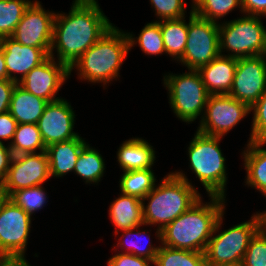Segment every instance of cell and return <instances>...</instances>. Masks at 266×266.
Wrapping results in <instances>:
<instances>
[{"instance_id": "6da1fadb", "label": "cell", "mask_w": 266, "mask_h": 266, "mask_svg": "<svg viewBox=\"0 0 266 266\" xmlns=\"http://www.w3.org/2000/svg\"><path fill=\"white\" fill-rule=\"evenodd\" d=\"M70 8L68 14H55L50 50V56L69 69L114 25L100 8L98 0H73Z\"/></svg>"}, {"instance_id": "7a4b0ae2", "label": "cell", "mask_w": 266, "mask_h": 266, "mask_svg": "<svg viewBox=\"0 0 266 266\" xmlns=\"http://www.w3.org/2000/svg\"><path fill=\"white\" fill-rule=\"evenodd\" d=\"M208 197L210 202L203 203L201 197L161 230V245L204 253L216 222L226 209V198Z\"/></svg>"}, {"instance_id": "3957f363", "label": "cell", "mask_w": 266, "mask_h": 266, "mask_svg": "<svg viewBox=\"0 0 266 266\" xmlns=\"http://www.w3.org/2000/svg\"><path fill=\"white\" fill-rule=\"evenodd\" d=\"M160 184L142 199L143 223L157 226L156 238L161 240V230L186 212L202 196L183 171L170 172ZM148 203L145 205V202Z\"/></svg>"}, {"instance_id": "277c9868", "label": "cell", "mask_w": 266, "mask_h": 266, "mask_svg": "<svg viewBox=\"0 0 266 266\" xmlns=\"http://www.w3.org/2000/svg\"><path fill=\"white\" fill-rule=\"evenodd\" d=\"M130 51L128 35L113 25L70 68L78 71L80 80L90 83H107L120 77V69Z\"/></svg>"}, {"instance_id": "5b68a950", "label": "cell", "mask_w": 266, "mask_h": 266, "mask_svg": "<svg viewBox=\"0 0 266 266\" xmlns=\"http://www.w3.org/2000/svg\"><path fill=\"white\" fill-rule=\"evenodd\" d=\"M221 138L196 131L188 146L189 167L208 196L226 198V158L219 146Z\"/></svg>"}, {"instance_id": "8992f818", "label": "cell", "mask_w": 266, "mask_h": 266, "mask_svg": "<svg viewBox=\"0 0 266 266\" xmlns=\"http://www.w3.org/2000/svg\"><path fill=\"white\" fill-rule=\"evenodd\" d=\"M224 214L225 211L218 218L207 243L204 251L205 259L207 264L241 265L251 239L261 229L259 219L254 213L250 220L221 232L219 230L222 227Z\"/></svg>"}, {"instance_id": "52a82bcc", "label": "cell", "mask_w": 266, "mask_h": 266, "mask_svg": "<svg viewBox=\"0 0 266 266\" xmlns=\"http://www.w3.org/2000/svg\"><path fill=\"white\" fill-rule=\"evenodd\" d=\"M182 74L169 73L163 76L164 87L169 91L168 100L175 116L191 124L202 119L209 93L198 70L189 69Z\"/></svg>"}, {"instance_id": "ba28073f", "label": "cell", "mask_w": 266, "mask_h": 266, "mask_svg": "<svg viewBox=\"0 0 266 266\" xmlns=\"http://www.w3.org/2000/svg\"><path fill=\"white\" fill-rule=\"evenodd\" d=\"M242 16L219 23L220 55L237 59L262 55L266 34L262 17L247 14ZM225 51H229V54H222Z\"/></svg>"}, {"instance_id": "9c48e42d", "label": "cell", "mask_w": 266, "mask_h": 266, "mask_svg": "<svg viewBox=\"0 0 266 266\" xmlns=\"http://www.w3.org/2000/svg\"><path fill=\"white\" fill-rule=\"evenodd\" d=\"M189 13L185 51L178 61L188 70H198L220 55L219 22L197 16L192 7Z\"/></svg>"}, {"instance_id": "30bf717a", "label": "cell", "mask_w": 266, "mask_h": 266, "mask_svg": "<svg viewBox=\"0 0 266 266\" xmlns=\"http://www.w3.org/2000/svg\"><path fill=\"white\" fill-rule=\"evenodd\" d=\"M32 216L6 197L0 207V258H25Z\"/></svg>"}, {"instance_id": "8fae6325", "label": "cell", "mask_w": 266, "mask_h": 266, "mask_svg": "<svg viewBox=\"0 0 266 266\" xmlns=\"http://www.w3.org/2000/svg\"><path fill=\"white\" fill-rule=\"evenodd\" d=\"M250 107L228 94L209 95L197 131L223 137L250 114Z\"/></svg>"}, {"instance_id": "7c38bea8", "label": "cell", "mask_w": 266, "mask_h": 266, "mask_svg": "<svg viewBox=\"0 0 266 266\" xmlns=\"http://www.w3.org/2000/svg\"><path fill=\"white\" fill-rule=\"evenodd\" d=\"M49 159L46 151L13 156L5 181L0 190L9 197L13 192L38 185L50 179Z\"/></svg>"}, {"instance_id": "4fadbf2b", "label": "cell", "mask_w": 266, "mask_h": 266, "mask_svg": "<svg viewBox=\"0 0 266 266\" xmlns=\"http://www.w3.org/2000/svg\"><path fill=\"white\" fill-rule=\"evenodd\" d=\"M266 91V59L260 56L237 59L232 88L228 95L250 108Z\"/></svg>"}, {"instance_id": "5bb4252c", "label": "cell", "mask_w": 266, "mask_h": 266, "mask_svg": "<svg viewBox=\"0 0 266 266\" xmlns=\"http://www.w3.org/2000/svg\"><path fill=\"white\" fill-rule=\"evenodd\" d=\"M55 14L46 11L40 1L32 2L10 37L22 45L51 48Z\"/></svg>"}, {"instance_id": "9a60e30c", "label": "cell", "mask_w": 266, "mask_h": 266, "mask_svg": "<svg viewBox=\"0 0 266 266\" xmlns=\"http://www.w3.org/2000/svg\"><path fill=\"white\" fill-rule=\"evenodd\" d=\"M70 77V69L49 56L43 63L27 73L18 84L31 94L41 97L48 102H54L58 91Z\"/></svg>"}, {"instance_id": "2e32d148", "label": "cell", "mask_w": 266, "mask_h": 266, "mask_svg": "<svg viewBox=\"0 0 266 266\" xmlns=\"http://www.w3.org/2000/svg\"><path fill=\"white\" fill-rule=\"evenodd\" d=\"M69 103L63 98L49 102L38 120L37 126L46 147L79 136L73 131L76 115Z\"/></svg>"}, {"instance_id": "e0dca14e", "label": "cell", "mask_w": 266, "mask_h": 266, "mask_svg": "<svg viewBox=\"0 0 266 266\" xmlns=\"http://www.w3.org/2000/svg\"><path fill=\"white\" fill-rule=\"evenodd\" d=\"M0 46L5 57L8 79L17 83L33 68L43 63L50 56L51 50L22 45L11 37L0 38Z\"/></svg>"}, {"instance_id": "ac0fdd59", "label": "cell", "mask_w": 266, "mask_h": 266, "mask_svg": "<svg viewBox=\"0 0 266 266\" xmlns=\"http://www.w3.org/2000/svg\"><path fill=\"white\" fill-rule=\"evenodd\" d=\"M237 66V58L219 55L198 69L210 95L229 94Z\"/></svg>"}, {"instance_id": "d6986e66", "label": "cell", "mask_w": 266, "mask_h": 266, "mask_svg": "<svg viewBox=\"0 0 266 266\" xmlns=\"http://www.w3.org/2000/svg\"><path fill=\"white\" fill-rule=\"evenodd\" d=\"M87 142L80 135L72 140L56 142L46 147L49 159L50 176L63 177L74 172L82 147Z\"/></svg>"}, {"instance_id": "ffe728a7", "label": "cell", "mask_w": 266, "mask_h": 266, "mask_svg": "<svg viewBox=\"0 0 266 266\" xmlns=\"http://www.w3.org/2000/svg\"><path fill=\"white\" fill-rule=\"evenodd\" d=\"M155 152L148 141L133 137L120 145L117 152V161L123 172L152 169L156 159Z\"/></svg>"}, {"instance_id": "44dd1931", "label": "cell", "mask_w": 266, "mask_h": 266, "mask_svg": "<svg viewBox=\"0 0 266 266\" xmlns=\"http://www.w3.org/2000/svg\"><path fill=\"white\" fill-rule=\"evenodd\" d=\"M142 205L141 199L122 193L110 203L109 217L116 228L114 231L116 236L120 231L145 226Z\"/></svg>"}, {"instance_id": "7402d4cb", "label": "cell", "mask_w": 266, "mask_h": 266, "mask_svg": "<svg viewBox=\"0 0 266 266\" xmlns=\"http://www.w3.org/2000/svg\"><path fill=\"white\" fill-rule=\"evenodd\" d=\"M49 102L16 84L10 101L9 113L17 124H37Z\"/></svg>"}, {"instance_id": "603a6c76", "label": "cell", "mask_w": 266, "mask_h": 266, "mask_svg": "<svg viewBox=\"0 0 266 266\" xmlns=\"http://www.w3.org/2000/svg\"><path fill=\"white\" fill-rule=\"evenodd\" d=\"M266 142L247 143L242 152L246 174V185L266 196Z\"/></svg>"}, {"instance_id": "cb8c5ba5", "label": "cell", "mask_w": 266, "mask_h": 266, "mask_svg": "<svg viewBox=\"0 0 266 266\" xmlns=\"http://www.w3.org/2000/svg\"><path fill=\"white\" fill-rule=\"evenodd\" d=\"M160 29L166 54L178 61L183 56L188 37L185 17L160 20Z\"/></svg>"}, {"instance_id": "d4e9b609", "label": "cell", "mask_w": 266, "mask_h": 266, "mask_svg": "<svg viewBox=\"0 0 266 266\" xmlns=\"http://www.w3.org/2000/svg\"><path fill=\"white\" fill-rule=\"evenodd\" d=\"M105 161L100 152L86 143L78 156L74 174L76 173L86 184H96L102 180L105 173Z\"/></svg>"}, {"instance_id": "484cf974", "label": "cell", "mask_w": 266, "mask_h": 266, "mask_svg": "<svg viewBox=\"0 0 266 266\" xmlns=\"http://www.w3.org/2000/svg\"><path fill=\"white\" fill-rule=\"evenodd\" d=\"M139 227L141 226L121 231V237H119L118 242L115 245L117 249L114 246L113 250L115 249L117 251L120 248V253L133 254L135 256L143 257L154 262L156 255L159 252L160 246L158 245L155 247L154 245H152V242L149 241L143 244L144 242L142 240H145L147 238V235L148 238H150V234H147L149 232L148 230L141 231ZM132 235L133 237L136 236V239L134 238L135 240L130 238L132 237ZM144 235H146L145 238Z\"/></svg>"}, {"instance_id": "4316f807", "label": "cell", "mask_w": 266, "mask_h": 266, "mask_svg": "<svg viewBox=\"0 0 266 266\" xmlns=\"http://www.w3.org/2000/svg\"><path fill=\"white\" fill-rule=\"evenodd\" d=\"M153 171L152 169L125 171L119 179L121 193L142 200L156 185L157 179Z\"/></svg>"}, {"instance_id": "83f0119b", "label": "cell", "mask_w": 266, "mask_h": 266, "mask_svg": "<svg viewBox=\"0 0 266 266\" xmlns=\"http://www.w3.org/2000/svg\"><path fill=\"white\" fill-rule=\"evenodd\" d=\"M9 147L13 156L46 151L37 124H17L13 140L9 142Z\"/></svg>"}, {"instance_id": "f1b7e54d", "label": "cell", "mask_w": 266, "mask_h": 266, "mask_svg": "<svg viewBox=\"0 0 266 266\" xmlns=\"http://www.w3.org/2000/svg\"><path fill=\"white\" fill-rule=\"evenodd\" d=\"M203 252L175 249L160 244L154 266H206Z\"/></svg>"}, {"instance_id": "f546056e", "label": "cell", "mask_w": 266, "mask_h": 266, "mask_svg": "<svg viewBox=\"0 0 266 266\" xmlns=\"http://www.w3.org/2000/svg\"><path fill=\"white\" fill-rule=\"evenodd\" d=\"M129 39L130 50L138 42V46L146 55L166 54L164 41L160 29V21L156 20L147 23L137 37L130 32H126Z\"/></svg>"}, {"instance_id": "4dcf8cb0", "label": "cell", "mask_w": 266, "mask_h": 266, "mask_svg": "<svg viewBox=\"0 0 266 266\" xmlns=\"http://www.w3.org/2000/svg\"><path fill=\"white\" fill-rule=\"evenodd\" d=\"M31 0H0V38L10 37Z\"/></svg>"}, {"instance_id": "1f68e13d", "label": "cell", "mask_w": 266, "mask_h": 266, "mask_svg": "<svg viewBox=\"0 0 266 266\" xmlns=\"http://www.w3.org/2000/svg\"><path fill=\"white\" fill-rule=\"evenodd\" d=\"M192 11L199 17L218 22L227 14L239 7L241 13V0H192Z\"/></svg>"}, {"instance_id": "d6a6232c", "label": "cell", "mask_w": 266, "mask_h": 266, "mask_svg": "<svg viewBox=\"0 0 266 266\" xmlns=\"http://www.w3.org/2000/svg\"><path fill=\"white\" fill-rule=\"evenodd\" d=\"M8 198L30 216L35 215L36 211L45 207L48 199L41 185L19 189L13 192Z\"/></svg>"}, {"instance_id": "836d02e7", "label": "cell", "mask_w": 266, "mask_h": 266, "mask_svg": "<svg viewBox=\"0 0 266 266\" xmlns=\"http://www.w3.org/2000/svg\"><path fill=\"white\" fill-rule=\"evenodd\" d=\"M241 266H266V233L262 229L251 239Z\"/></svg>"}, {"instance_id": "e575fe53", "label": "cell", "mask_w": 266, "mask_h": 266, "mask_svg": "<svg viewBox=\"0 0 266 266\" xmlns=\"http://www.w3.org/2000/svg\"><path fill=\"white\" fill-rule=\"evenodd\" d=\"M253 113L248 142H266V91L250 108Z\"/></svg>"}, {"instance_id": "d590c367", "label": "cell", "mask_w": 266, "mask_h": 266, "mask_svg": "<svg viewBox=\"0 0 266 266\" xmlns=\"http://www.w3.org/2000/svg\"><path fill=\"white\" fill-rule=\"evenodd\" d=\"M185 3L184 0H150L158 21L186 17Z\"/></svg>"}, {"instance_id": "8d00e7d4", "label": "cell", "mask_w": 266, "mask_h": 266, "mask_svg": "<svg viewBox=\"0 0 266 266\" xmlns=\"http://www.w3.org/2000/svg\"><path fill=\"white\" fill-rule=\"evenodd\" d=\"M150 264L154 265V262L143 257L118 251L107 261L108 266H151Z\"/></svg>"}, {"instance_id": "74e56055", "label": "cell", "mask_w": 266, "mask_h": 266, "mask_svg": "<svg viewBox=\"0 0 266 266\" xmlns=\"http://www.w3.org/2000/svg\"><path fill=\"white\" fill-rule=\"evenodd\" d=\"M17 127V121L9 112L0 114V142H12Z\"/></svg>"}, {"instance_id": "f35d334b", "label": "cell", "mask_w": 266, "mask_h": 266, "mask_svg": "<svg viewBox=\"0 0 266 266\" xmlns=\"http://www.w3.org/2000/svg\"><path fill=\"white\" fill-rule=\"evenodd\" d=\"M17 82L5 79L0 80V114L9 112L12 92Z\"/></svg>"}, {"instance_id": "ab89813d", "label": "cell", "mask_w": 266, "mask_h": 266, "mask_svg": "<svg viewBox=\"0 0 266 266\" xmlns=\"http://www.w3.org/2000/svg\"><path fill=\"white\" fill-rule=\"evenodd\" d=\"M241 6L243 14L266 16V0H241Z\"/></svg>"}, {"instance_id": "60d3db41", "label": "cell", "mask_w": 266, "mask_h": 266, "mask_svg": "<svg viewBox=\"0 0 266 266\" xmlns=\"http://www.w3.org/2000/svg\"><path fill=\"white\" fill-rule=\"evenodd\" d=\"M13 158L12 150L4 142H0V186L5 181L11 160Z\"/></svg>"}, {"instance_id": "b9f144b4", "label": "cell", "mask_w": 266, "mask_h": 266, "mask_svg": "<svg viewBox=\"0 0 266 266\" xmlns=\"http://www.w3.org/2000/svg\"><path fill=\"white\" fill-rule=\"evenodd\" d=\"M0 266H32L26 258H0Z\"/></svg>"}, {"instance_id": "7bdbcfd3", "label": "cell", "mask_w": 266, "mask_h": 266, "mask_svg": "<svg viewBox=\"0 0 266 266\" xmlns=\"http://www.w3.org/2000/svg\"><path fill=\"white\" fill-rule=\"evenodd\" d=\"M8 79L6 64H5V57L3 54V49L0 46V80Z\"/></svg>"}, {"instance_id": "ee69618b", "label": "cell", "mask_w": 266, "mask_h": 266, "mask_svg": "<svg viewBox=\"0 0 266 266\" xmlns=\"http://www.w3.org/2000/svg\"><path fill=\"white\" fill-rule=\"evenodd\" d=\"M256 214L258 216L261 228H266V211L256 212Z\"/></svg>"}, {"instance_id": "f6af8a7d", "label": "cell", "mask_w": 266, "mask_h": 266, "mask_svg": "<svg viewBox=\"0 0 266 266\" xmlns=\"http://www.w3.org/2000/svg\"><path fill=\"white\" fill-rule=\"evenodd\" d=\"M262 56L266 59V34H265V43H264V50Z\"/></svg>"}, {"instance_id": "bcb514c9", "label": "cell", "mask_w": 266, "mask_h": 266, "mask_svg": "<svg viewBox=\"0 0 266 266\" xmlns=\"http://www.w3.org/2000/svg\"><path fill=\"white\" fill-rule=\"evenodd\" d=\"M6 198V196L1 192L0 190V207H1V203L2 201Z\"/></svg>"}, {"instance_id": "7dc6e473", "label": "cell", "mask_w": 266, "mask_h": 266, "mask_svg": "<svg viewBox=\"0 0 266 266\" xmlns=\"http://www.w3.org/2000/svg\"><path fill=\"white\" fill-rule=\"evenodd\" d=\"M206 266H241V265H216V264H206Z\"/></svg>"}]
</instances>
